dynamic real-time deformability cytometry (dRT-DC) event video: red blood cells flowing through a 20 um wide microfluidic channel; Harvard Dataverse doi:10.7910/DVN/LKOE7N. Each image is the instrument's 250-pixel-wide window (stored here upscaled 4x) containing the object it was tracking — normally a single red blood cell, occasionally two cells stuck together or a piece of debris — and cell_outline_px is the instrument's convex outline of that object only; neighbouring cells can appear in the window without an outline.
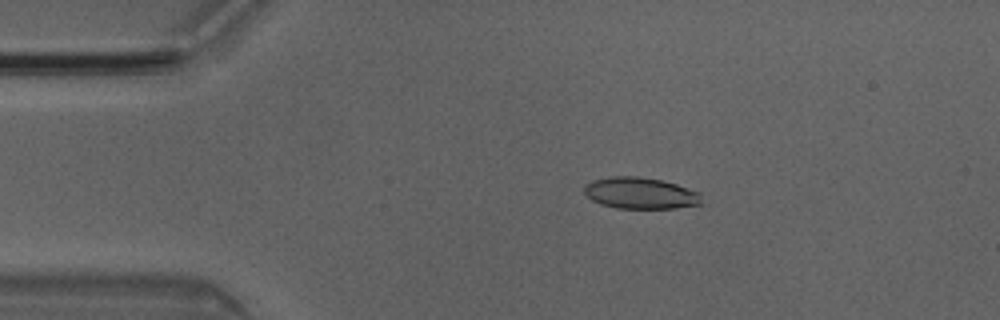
{"species": "Egyptian fruit bat (a non-hibernating species)", "species_latin": "Rousettus aegyptiacus", "temperature_condition": "room temperature", "stored_images_in_passage": 5, "camera_frame_rate_fps": 3000, "um_per_image_px": 0.085, "animal": {"sex": "male"}, "frame": {"image": 1, "passage_image": 3, "time_ms": 0.667, "image_size_px": [1000, 320], "cell_outline_px": [[700, 204], [676, 208], [616, 208], [600, 204], [592, 200], [584, 192], [584, 184], [592, 180], [612, 176], [636, 176], [660, 180], [676, 184], [700, 192]], "centroid_in_image_um": [54.39, 16.41], "position_along_channel_um": 30.6, "area_um2": 21.44}}